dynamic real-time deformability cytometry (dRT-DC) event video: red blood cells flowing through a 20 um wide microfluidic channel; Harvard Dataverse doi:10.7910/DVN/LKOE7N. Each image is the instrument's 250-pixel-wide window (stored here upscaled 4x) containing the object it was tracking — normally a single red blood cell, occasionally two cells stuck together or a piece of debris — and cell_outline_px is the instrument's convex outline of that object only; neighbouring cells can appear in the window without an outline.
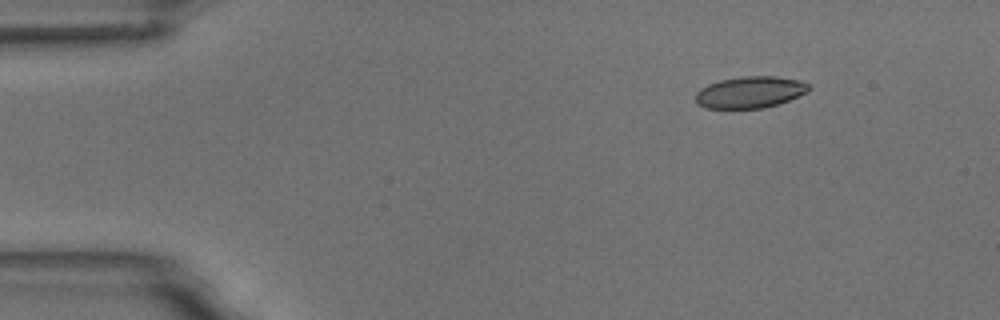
{"species": "common noctule bat (a hibernating species)", "species_latin": "Nyctalus noctula", "temperature_condition": "room temperature", "stored_images_in_passage": 4, "segment_of_instrument_passage": [2, 2], "camera_frame_rate_fps": 3000, "um_per_image_px": 0.085, "animal": {"sex": "male", "body_mass_g": 18.8}, "frame": {"image": 1, "passage_image": 4, "time_ms": 3.667, "image_size_px": [1000, 320], "cell_outline_px": [[808, 92], [788, 100], [764, 108], [704, 108], [696, 104], [696, 92], [700, 88], [708, 84], [720, 80], [740, 76], [776, 76], [800, 80], [808, 84]], "centroid_in_image_um": [63.72, 7.83], "position_along_channel_um": 21.3, "area_um2": 20.87}}